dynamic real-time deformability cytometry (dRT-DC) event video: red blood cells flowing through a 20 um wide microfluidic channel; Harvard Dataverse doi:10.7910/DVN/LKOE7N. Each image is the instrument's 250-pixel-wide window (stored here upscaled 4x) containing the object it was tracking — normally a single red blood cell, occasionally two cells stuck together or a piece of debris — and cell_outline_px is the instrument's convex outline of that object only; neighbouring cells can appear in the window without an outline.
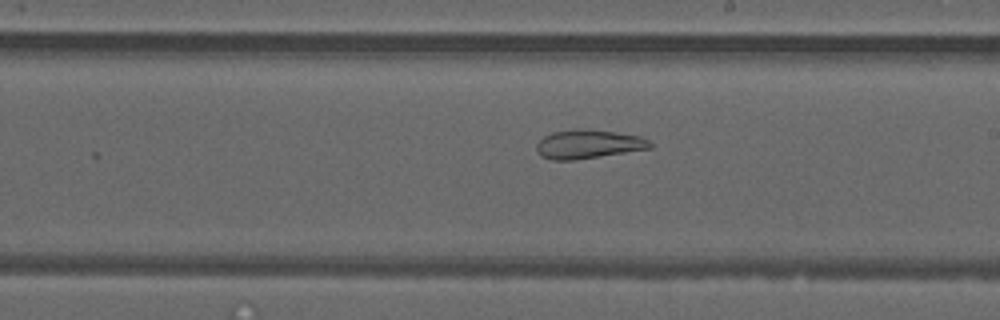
{"species": "common noctule bat (a hibernating species)", "species_latin": "Nyctalus noctula", "temperature_condition": "warm", "stored_images_in_passage": 51, "segment_of_instrument_passage": [2, 2], "camera_frame_rate_fps": 3000, "um_per_image_px": 0.085, "animal": {"sex": "male", "forearm_length_mm": 52.5}, "frame": {"image": 1, "passage_image": 29, "time_ms": 9.333, "image_size_px": [1000, 320], "cell_outline_px": [[652, 148], [576, 160], [552, 160], [540, 156], [536, 148], [536, 144], [544, 136], [552, 132], [576, 128], [580, 128], [612, 132], [640, 136], [648, 140], [652, 144]], "centroid_in_image_um": [49.97, 12.26], "position_along_channel_um": 239.0, "area_um2": 19.07}}
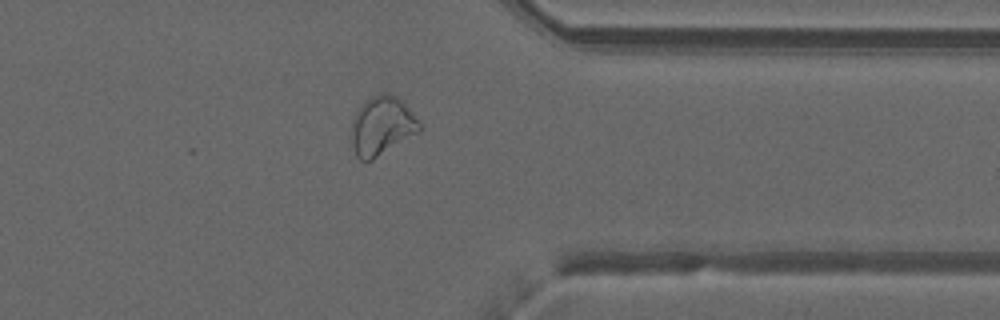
{"frame": {"image": 2, "passage_image": 40, "time_ms": 13.0, "image_size_px": [1000, 320], "cell_outline_px": [[420, 132], [372, 160], [360, 160], [356, 156], [352, 144], [352, 124], [356, 112], [372, 96], [380, 92], [388, 92], [404, 100], [420, 124]], "centroid_in_image_um": [32.49, 10.69], "position_along_channel_um": 378.9, "area_um2": 23.18}}
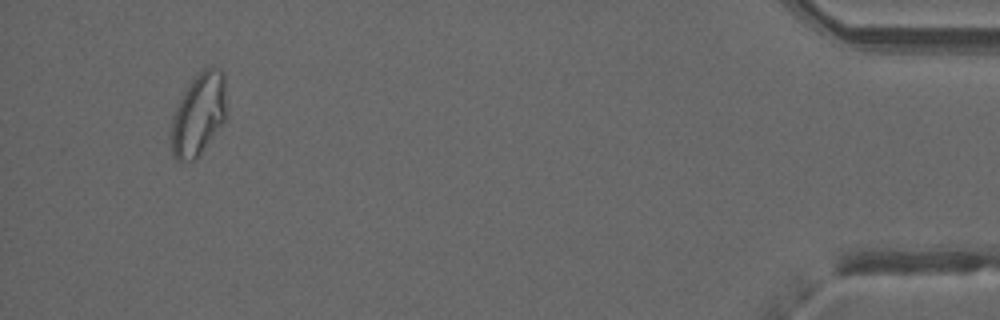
{"frame": {"image": 3, "passage_image": 48, "time_ms": 15.667, "image_size_px": [1000, 320], "cell_outline_px": [[228, 116], [200, 152], [192, 160], [176, 160], [172, 156], [172, 116], [180, 96], [192, 80], [204, 68], [212, 64], [220, 68], [224, 72]], "centroid_in_image_um": [16.92, 9.63], "position_along_channel_um": 418.3, "area_um2": 26.65}}